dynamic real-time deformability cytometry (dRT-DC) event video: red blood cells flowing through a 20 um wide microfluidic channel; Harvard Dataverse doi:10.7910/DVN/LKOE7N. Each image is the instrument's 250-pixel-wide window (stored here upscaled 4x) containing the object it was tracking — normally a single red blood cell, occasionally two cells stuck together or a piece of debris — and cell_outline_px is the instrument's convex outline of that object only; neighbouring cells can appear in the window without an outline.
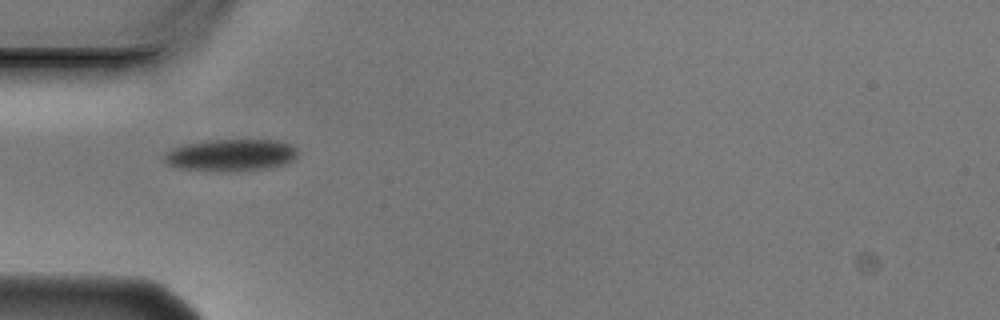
{"species": "Egyptian fruit bat (a non-hibernating species)", "species_latin": "Rousettus aegyptiacus", "temperature_condition": "cold", "stored_images_in_passage": 2, "camera_frame_rate_fps": 3000, "um_per_image_px": 0.085, "animal": {"sex": "male"}, "frame": {"image": 1, "passage_image": 1, "time_ms": 0.0, "image_size_px": [1000, 320], "cell_outline_px": [[300, 152], [292, 160], [284, 164], [268, 168], [216, 172], [176, 168], [164, 164], [164, 152], [172, 148], [184, 144], [208, 140], [280, 140], [292, 144]], "centroid_in_image_um": [19.59, 13.18], "position_along_channel_um": 65.4, "area_um2": 25.32}}
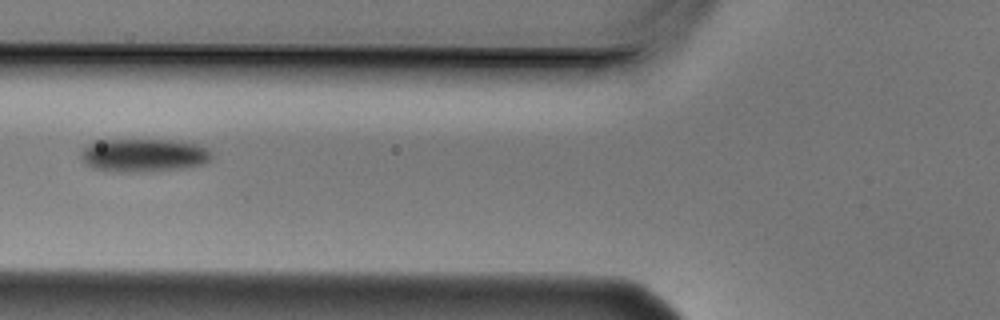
{"frame": {"image": 2, "passage_image": 2, "time_ms": 0.333, "image_size_px": [1000, 320], "cell_outline_px": [[212, 156], [208, 160], [200, 164], [180, 168], [136, 172], [116, 172], [92, 168], [84, 164], [80, 156], [80, 152], [88, 144], [96, 140], [172, 140], [196, 144], [208, 148], [212, 152]], "centroid_in_image_um": [12.14, 13.19], "position_along_channel_um": 113.7, "area_um2": 25.26}}